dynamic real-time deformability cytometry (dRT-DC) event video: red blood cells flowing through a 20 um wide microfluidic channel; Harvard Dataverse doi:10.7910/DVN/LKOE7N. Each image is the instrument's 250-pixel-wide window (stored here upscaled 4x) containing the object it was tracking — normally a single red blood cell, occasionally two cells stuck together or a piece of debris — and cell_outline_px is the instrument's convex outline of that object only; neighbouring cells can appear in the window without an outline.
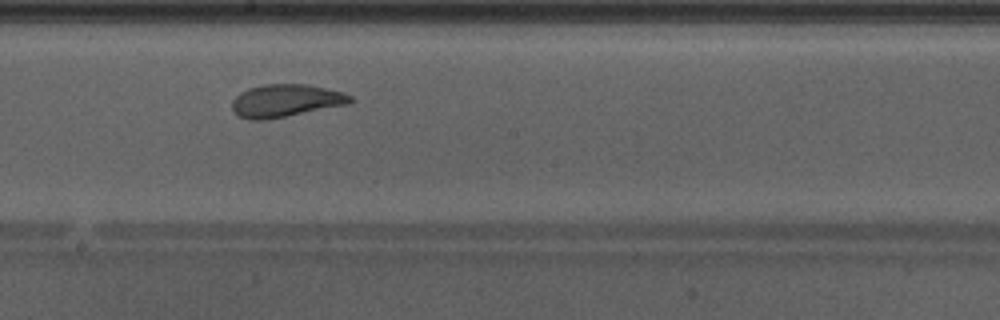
{"species": "Egyptian fruit bat (a non-hibernating species)", "species_latin": "Rousettus aegyptiacus", "temperature_condition": "warm", "stored_images_in_passage": 38, "camera_frame_rate_fps": 3000, "um_per_image_px": 0.085, "animal": {"sex": "male"}, "frame": {"image": 1, "passage_image": 17, "time_ms": 5.333, "image_size_px": [1000, 320], "cell_outline_px": [[352, 104], [268, 120], [248, 120], [236, 116], [232, 108], [232, 100], [240, 92], [248, 88], [264, 84], [304, 84], [344, 92], [352, 96]], "centroid_in_image_um": [24.28, 8.58], "position_along_channel_um": 223.9, "area_um2": 22.95}, "authors_computed_cell_mechanics": {"area_um2": 23.409, "velocity_mm_per_s": 4.2409, "shape_relaxation_time_tau1_ms": 4.1889, "shape_relaxation_time_tau2_ms": 1.3114, "deformation_change_tau1": 0.1433, "deformation_change_tau2": 0.0771}}